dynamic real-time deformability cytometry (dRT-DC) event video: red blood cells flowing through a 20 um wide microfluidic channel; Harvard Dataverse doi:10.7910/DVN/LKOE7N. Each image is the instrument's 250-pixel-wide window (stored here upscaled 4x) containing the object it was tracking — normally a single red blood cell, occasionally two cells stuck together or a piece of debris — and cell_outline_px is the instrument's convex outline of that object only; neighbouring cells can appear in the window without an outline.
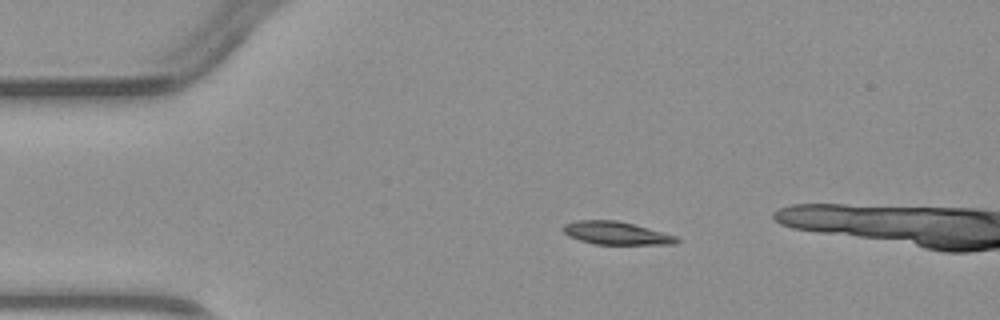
{"species": "common noctule bat (a hibernating species)", "species_latin": "Nyctalus noctula", "temperature_condition": "warm", "stored_images_in_passage": 4, "camera_frame_rate_fps": 3000, "um_per_image_px": 0.085, "animal": {"sex": "male", "body_mass_g": 23.1, "forearm_length_mm": 52.7}, "frame": {"image": 1, "passage_image": 2, "time_ms": 1.333, "image_size_px": [1000, 320], "cell_outline_px": [[680, 240], [676, 244], [596, 244], [580, 240], [568, 236], [564, 232], [564, 224], [576, 220], [616, 220], [632, 224], [676, 236]], "centroid_in_image_um": [52.36, 19.81], "position_along_channel_um": 32.6, "area_um2": 14.91}}